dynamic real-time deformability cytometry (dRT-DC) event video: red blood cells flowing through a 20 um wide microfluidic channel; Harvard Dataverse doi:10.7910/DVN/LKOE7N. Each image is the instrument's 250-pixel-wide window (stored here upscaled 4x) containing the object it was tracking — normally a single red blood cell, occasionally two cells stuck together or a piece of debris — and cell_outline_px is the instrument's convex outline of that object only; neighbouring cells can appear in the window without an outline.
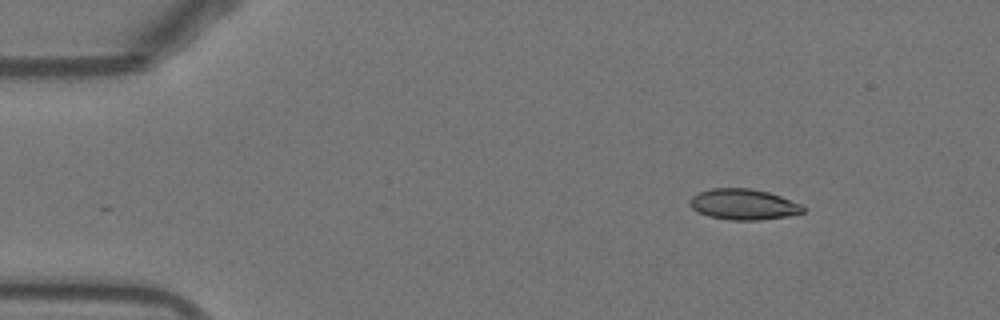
{"species": "Egyptian fruit bat (a non-hibernating species)", "species_latin": "Rousettus aegyptiacus", "temperature_condition": "warm", "stored_images_in_passage": 27, "camera_frame_rate_fps": 3000, "um_per_image_px": 0.085, "animal": {"sex": "female"}, "frame": {"image": 1, "passage_image": 1, "time_ms": 0.0, "image_size_px": [1000, 320], "cell_outline_px": [[804, 212], [788, 216], [760, 220], [728, 220], [708, 216], [692, 208], [688, 204], [688, 200], [692, 196], [700, 192], [712, 188], [748, 188], [768, 192], [780, 196], [800, 204], [804, 208]], "centroid_in_image_um": [63.16, 17.37], "position_along_channel_um": 21.8, "area_um2": 20.23}}
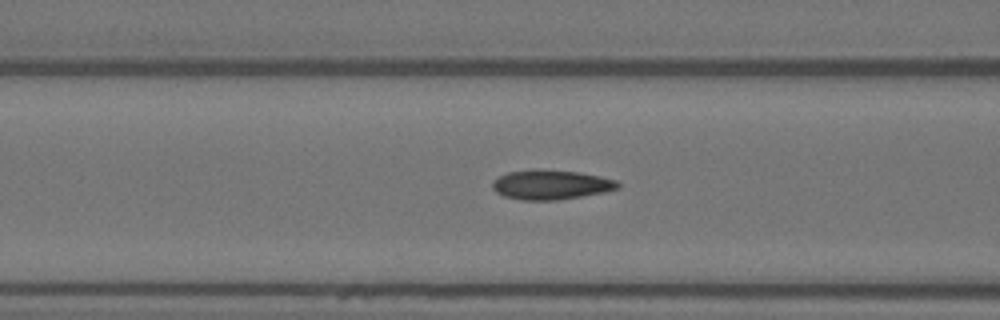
{"frame": {"image": 2, "passage_image": 15, "time_ms": 4.667, "image_size_px": [1000, 320], "cell_outline_px": [[620, 188], [604, 192], [556, 200], [520, 200], [504, 196], [496, 192], [492, 188], [492, 184], [500, 176], [508, 172], [580, 172], [600, 176], [616, 180], [620, 184]], "centroid_in_image_um": [46.88, 15.75], "position_along_channel_um": 119.7, "area_um2": 20.63}}
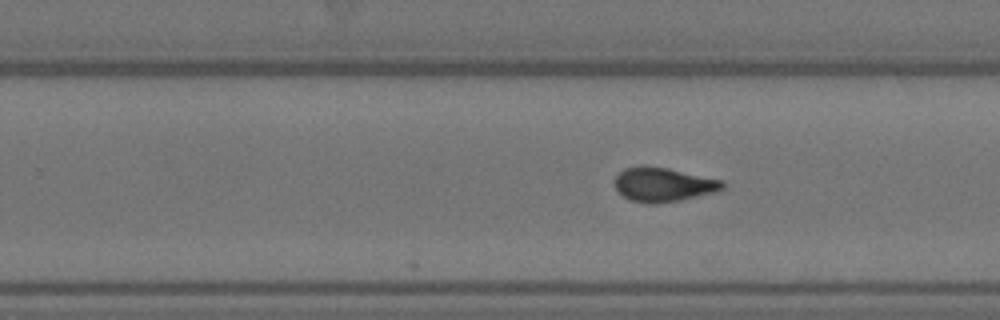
{"frame": {"image": 3, "passage_image": 27, "time_ms": 8.667, "image_size_px": [1000, 320], "cell_outline_px": [[724, 188], [716, 192], [680, 200], [656, 204], [648, 204], [632, 200], [624, 196], [616, 188], [612, 180], [624, 168], [644, 164], [668, 168], [724, 180]], "centroid_in_image_um": [56.37, 15.67], "position_along_channel_um": 273.4, "area_um2": 21.73}}